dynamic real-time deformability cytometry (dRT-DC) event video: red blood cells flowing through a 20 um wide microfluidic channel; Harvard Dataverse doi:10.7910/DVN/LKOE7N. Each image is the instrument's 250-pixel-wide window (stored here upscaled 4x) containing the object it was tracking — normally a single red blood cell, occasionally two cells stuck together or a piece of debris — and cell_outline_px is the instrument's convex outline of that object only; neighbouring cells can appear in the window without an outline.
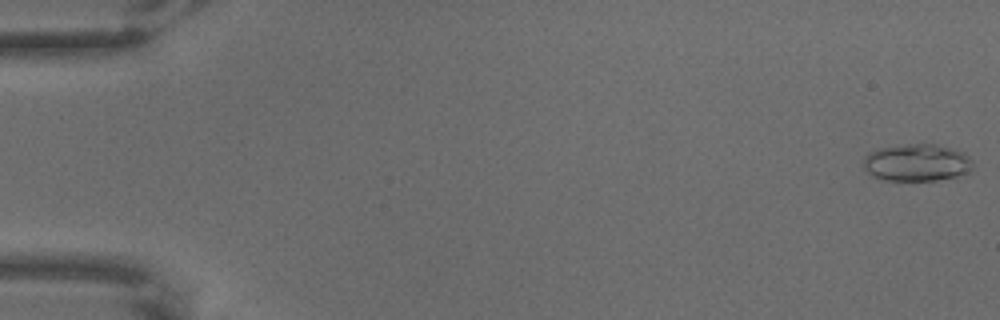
{"species": "common noctule bat (a hibernating species)", "species_latin": "Nyctalus noctula", "temperature_condition": "warm", "stored_images_in_passage": 64, "camera_frame_rate_fps": 3000, "um_per_image_px": 0.085, "animal": {"sex": "male", "body_mass_g": 18.8}, "frame": {"image": 1, "passage_image": 1, "time_ms": 0.0, "image_size_px": [1000, 320], "cell_outline_px": [[972, 168], [956, 176], [936, 180], [884, 180], [872, 176], [864, 168], [864, 156], [872, 152], [884, 148], [908, 144], [936, 144], [964, 152], [972, 160]], "centroid_in_image_um": [77.93, 13.82], "position_along_channel_um": 7.1, "area_um2": 23.29}}
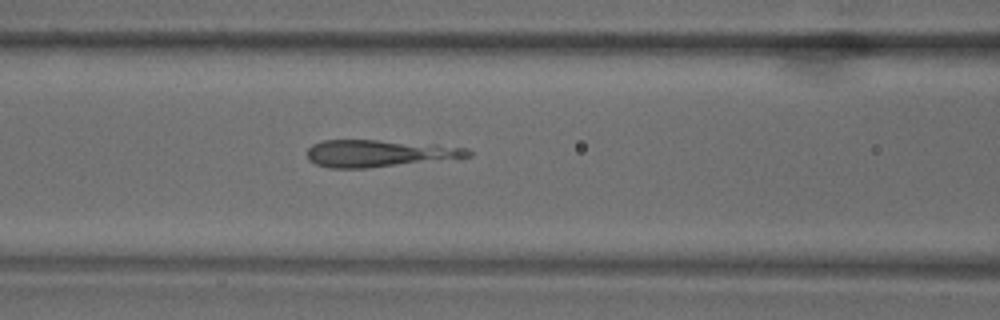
{"frame": {"image": 2, "passage_image": 28, "time_ms": 9.0, "image_size_px": [1000, 320], "cell_outline_px": [[472, 156], [460, 160], [368, 168], [328, 168], [316, 164], [308, 160], [308, 148], [312, 144], [320, 140], [376, 140], [436, 144], [468, 148], [472, 152]], "centroid_in_image_um": [32.36, 13.05], "position_along_channel_um": 134.2, "area_um2": 26.3}}
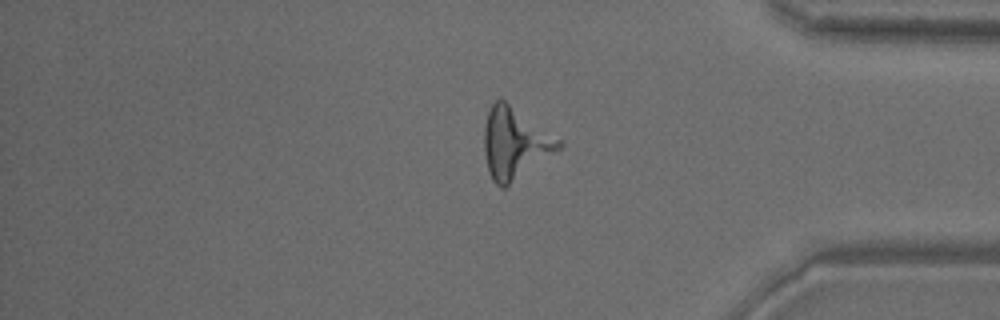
{"frame": {"image": 3, "passage_image": 54, "time_ms": 17.667, "image_size_px": [1000, 320], "cell_outline_px": [[564, 144], [560, 148], [504, 188], [500, 188], [492, 180], [488, 172], [484, 152], [484, 124], [488, 112], [492, 104], [496, 100], [504, 100], [560, 140]], "centroid_in_image_um": [43.7, 12.2], "position_along_channel_um": 391.5, "area_um2": 30.11}}